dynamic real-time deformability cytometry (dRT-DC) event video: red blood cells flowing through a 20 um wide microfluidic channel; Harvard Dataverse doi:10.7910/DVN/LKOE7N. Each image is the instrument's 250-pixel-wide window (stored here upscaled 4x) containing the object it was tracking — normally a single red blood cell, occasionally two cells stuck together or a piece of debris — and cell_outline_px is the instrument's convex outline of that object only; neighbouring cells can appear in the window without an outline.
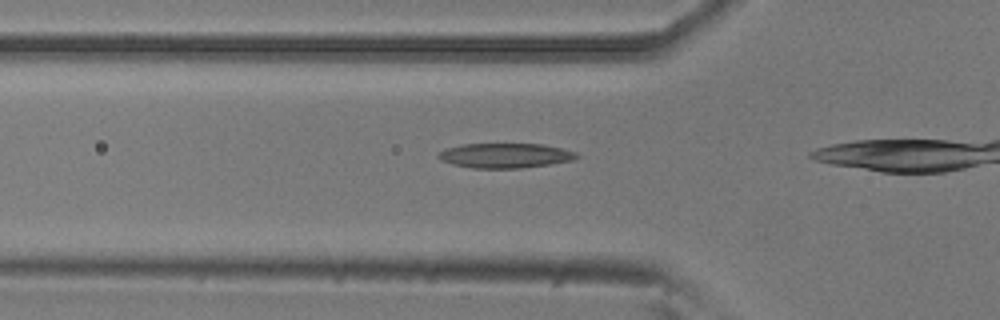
{"species": "common noctule bat (a hibernating species)", "species_latin": "Nyctalus noctula", "temperature_condition": "room temperature", "stored_images_in_passage": 10, "camera_frame_rate_fps": 3000, "um_per_image_px": 0.085, "animal": {"sex": "male", "body_mass_g": 20.5, "forearm_length_mm": 52.5}, "frame": {"image": 1, "passage_image": 5, "time_ms": 1.333, "image_size_px": [1000, 320], "cell_outline_px": [[580, 156], [572, 160], [548, 164], [520, 168], [472, 168], [452, 164], [440, 160], [436, 156], [440, 152], [448, 148], [460, 144], [544, 144], [576, 152]], "centroid_in_image_um": [42.92, 13.22], "position_along_channel_um": 82.9, "area_um2": 19.83}}
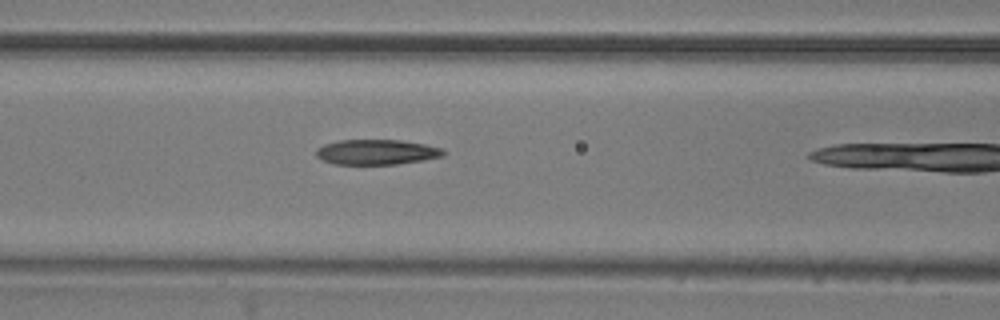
{"frame": {"image": 2, "passage_image": 9, "time_ms": 2.667, "image_size_px": [1000, 320], "cell_outline_px": [[448, 152], [444, 156], [424, 160], [396, 164], [332, 164], [316, 156], [316, 148], [324, 144], [340, 140], [400, 140], [424, 144], [440, 148]], "centroid_in_image_um": [32.02, 12.92], "position_along_channel_um": 134.6, "area_um2": 18.67}}